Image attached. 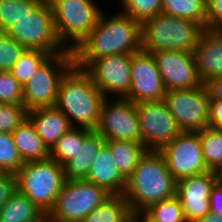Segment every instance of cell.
I'll list each match as a JSON object with an SVG mask.
<instances>
[{
    "mask_svg": "<svg viewBox=\"0 0 222 222\" xmlns=\"http://www.w3.org/2000/svg\"><path fill=\"white\" fill-rule=\"evenodd\" d=\"M103 10L94 29L72 50L74 65L84 69L104 56L133 54L141 48V23L121 12L106 18Z\"/></svg>",
    "mask_w": 222,
    "mask_h": 222,
    "instance_id": "1",
    "label": "cell"
},
{
    "mask_svg": "<svg viewBox=\"0 0 222 222\" xmlns=\"http://www.w3.org/2000/svg\"><path fill=\"white\" fill-rule=\"evenodd\" d=\"M11 134L23 163L41 161L50 157V150L43 143L28 117Z\"/></svg>",
    "mask_w": 222,
    "mask_h": 222,
    "instance_id": "22",
    "label": "cell"
},
{
    "mask_svg": "<svg viewBox=\"0 0 222 222\" xmlns=\"http://www.w3.org/2000/svg\"><path fill=\"white\" fill-rule=\"evenodd\" d=\"M160 152L176 181L208 172L198 132L182 131Z\"/></svg>",
    "mask_w": 222,
    "mask_h": 222,
    "instance_id": "13",
    "label": "cell"
},
{
    "mask_svg": "<svg viewBox=\"0 0 222 222\" xmlns=\"http://www.w3.org/2000/svg\"><path fill=\"white\" fill-rule=\"evenodd\" d=\"M136 108L146 150L160 151L182 132L163 99L138 102Z\"/></svg>",
    "mask_w": 222,
    "mask_h": 222,
    "instance_id": "11",
    "label": "cell"
},
{
    "mask_svg": "<svg viewBox=\"0 0 222 222\" xmlns=\"http://www.w3.org/2000/svg\"><path fill=\"white\" fill-rule=\"evenodd\" d=\"M6 36V30L0 26V41Z\"/></svg>",
    "mask_w": 222,
    "mask_h": 222,
    "instance_id": "44",
    "label": "cell"
},
{
    "mask_svg": "<svg viewBox=\"0 0 222 222\" xmlns=\"http://www.w3.org/2000/svg\"><path fill=\"white\" fill-rule=\"evenodd\" d=\"M209 127L222 129L221 100H210L209 102Z\"/></svg>",
    "mask_w": 222,
    "mask_h": 222,
    "instance_id": "39",
    "label": "cell"
},
{
    "mask_svg": "<svg viewBox=\"0 0 222 222\" xmlns=\"http://www.w3.org/2000/svg\"><path fill=\"white\" fill-rule=\"evenodd\" d=\"M6 35L26 49L46 51L51 55L66 51L57 38L48 0H42L32 12L17 19L6 29Z\"/></svg>",
    "mask_w": 222,
    "mask_h": 222,
    "instance_id": "7",
    "label": "cell"
},
{
    "mask_svg": "<svg viewBox=\"0 0 222 222\" xmlns=\"http://www.w3.org/2000/svg\"><path fill=\"white\" fill-rule=\"evenodd\" d=\"M206 28L222 32V0H207Z\"/></svg>",
    "mask_w": 222,
    "mask_h": 222,
    "instance_id": "37",
    "label": "cell"
},
{
    "mask_svg": "<svg viewBox=\"0 0 222 222\" xmlns=\"http://www.w3.org/2000/svg\"><path fill=\"white\" fill-rule=\"evenodd\" d=\"M84 180L103 187L111 195H124L127 187V180L118 171L106 145L100 149Z\"/></svg>",
    "mask_w": 222,
    "mask_h": 222,
    "instance_id": "19",
    "label": "cell"
},
{
    "mask_svg": "<svg viewBox=\"0 0 222 222\" xmlns=\"http://www.w3.org/2000/svg\"><path fill=\"white\" fill-rule=\"evenodd\" d=\"M166 91L189 89L202 85L193 53L163 50L152 53Z\"/></svg>",
    "mask_w": 222,
    "mask_h": 222,
    "instance_id": "17",
    "label": "cell"
},
{
    "mask_svg": "<svg viewBox=\"0 0 222 222\" xmlns=\"http://www.w3.org/2000/svg\"><path fill=\"white\" fill-rule=\"evenodd\" d=\"M84 141V128L72 127L65 132L50 150V158L64 166L74 158L79 150V143Z\"/></svg>",
    "mask_w": 222,
    "mask_h": 222,
    "instance_id": "28",
    "label": "cell"
},
{
    "mask_svg": "<svg viewBox=\"0 0 222 222\" xmlns=\"http://www.w3.org/2000/svg\"><path fill=\"white\" fill-rule=\"evenodd\" d=\"M110 196L103 187L84 179H65L46 219L50 222H81Z\"/></svg>",
    "mask_w": 222,
    "mask_h": 222,
    "instance_id": "8",
    "label": "cell"
},
{
    "mask_svg": "<svg viewBox=\"0 0 222 222\" xmlns=\"http://www.w3.org/2000/svg\"><path fill=\"white\" fill-rule=\"evenodd\" d=\"M195 65L200 80H208L222 75V32L205 28L193 51Z\"/></svg>",
    "mask_w": 222,
    "mask_h": 222,
    "instance_id": "18",
    "label": "cell"
},
{
    "mask_svg": "<svg viewBox=\"0 0 222 222\" xmlns=\"http://www.w3.org/2000/svg\"><path fill=\"white\" fill-rule=\"evenodd\" d=\"M131 86L125 99L133 103L164 99L166 89L152 53L144 50L131 54Z\"/></svg>",
    "mask_w": 222,
    "mask_h": 222,
    "instance_id": "15",
    "label": "cell"
},
{
    "mask_svg": "<svg viewBox=\"0 0 222 222\" xmlns=\"http://www.w3.org/2000/svg\"><path fill=\"white\" fill-rule=\"evenodd\" d=\"M50 56L46 51L26 49L10 72L23 87Z\"/></svg>",
    "mask_w": 222,
    "mask_h": 222,
    "instance_id": "29",
    "label": "cell"
},
{
    "mask_svg": "<svg viewBox=\"0 0 222 222\" xmlns=\"http://www.w3.org/2000/svg\"><path fill=\"white\" fill-rule=\"evenodd\" d=\"M210 100L222 101V75L208 80L205 84Z\"/></svg>",
    "mask_w": 222,
    "mask_h": 222,
    "instance_id": "41",
    "label": "cell"
},
{
    "mask_svg": "<svg viewBox=\"0 0 222 222\" xmlns=\"http://www.w3.org/2000/svg\"><path fill=\"white\" fill-rule=\"evenodd\" d=\"M27 117L49 150L65 132L72 128L65 114L55 106L27 111Z\"/></svg>",
    "mask_w": 222,
    "mask_h": 222,
    "instance_id": "20",
    "label": "cell"
},
{
    "mask_svg": "<svg viewBox=\"0 0 222 222\" xmlns=\"http://www.w3.org/2000/svg\"><path fill=\"white\" fill-rule=\"evenodd\" d=\"M105 98L101 105L96 131L105 140H126L141 143L136 104L125 98Z\"/></svg>",
    "mask_w": 222,
    "mask_h": 222,
    "instance_id": "12",
    "label": "cell"
},
{
    "mask_svg": "<svg viewBox=\"0 0 222 222\" xmlns=\"http://www.w3.org/2000/svg\"><path fill=\"white\" fill-rule=\"evenodd\" d=\"M104 145L105 139L96 130L84 128V141L79 143L76 156L64 165L65 179H85Z\"/></svg>",
    "mask_w": 222,
    "mask_h": 222,
    "instance_id": "21",
    "label": "cell"
},
{
    "mask_svg": "<svg viewBox=\"0 0 222 222\" xmlns=\"http://www.w3.org/2000/svg\"><path fill=\"white\" fill-rule=\"evenodd\" d=\"M222 174L208 171L176 181L179 199L187 222H198L210 211V194Z\"/></svg>",
    "mask_w": 222,
    "mask_h": 222,
    "instance_id": "16",
    "label": "cell"
},
{
    "mask_svg": "<svg viewBox=\"0 0 222 222\" xmlns=\"http://www.w3.org/2000/svg\"><path fill=\"white\" fill-rule=\"evenodd\" d=\"M134 220L136 222H160L152 219L145 211H140L134 214Z\"/></svg>",
    "mask_w": 222,
    "mask_h": 222,
    "instance_id": "42",
    "label": "cell"
},
{
    "mask_svg": "<svg viewBox=\"0 0 222 222\" xmlns=\"http://www.w3.org/2000/svg\"><path fill=\"white\" fill-rule=\"evenodd\" d=\"M198 222H222V215H217L209 211L204 217H202Z\"/></svg>",
    "mask_w": 222,
    "mask_h": 222,
    "instance_id": "43",
    "label": "cell"
},
{
    "mask_svg": "<svg viewBox=\"0 0 222 222\" xmlns=\"http://www.w3.org/2000/svg\"><path fill=\"white\" fill-rule=\"evenodd\" d=\"M26 117L23 104L0 103V133H12Z\"/></svg>",
    "mask_w": 222,
    "mask_h": 222,
    "instance_id": "35",
    "label": "cell"
},
{
    "mask_svg": "<svg viewBox=\"0 0 222 222\" xmlns=\"http://www.w3.org/2000/svg\"><path fill=\"white\" fill-rule=\"evenodd\" d=\"M198 135L207 169L222 174V129L206 127Z\"/></svg>",
    "mask_w": 222,
    "mask_h": 222,
    "instance_id": "26",
    "label": "cell"
},
{
    "mask_svg": "<svg viewBox=\"0 0 222 222\" xmlns=\"http://www.w3.org/2000/svg\"><path fill=\"white\" fill-rule=\"evenodd\" d=\"M131 54L104 56L92 60L84 70L105 98H125L131 86Z\"/></svg>",
    "mask_w": 222,
    "mask_h": 222,
    "instance_id": "14",
    "label": "cell"
},
{
    "mask_svg": "<svg viewBox=\"0 0 222 222\" xmlns=\"http://www.w3.org/2000/svg\"><path fill=\"white\" fill-rule=\"evenodd\" d=\"M122 4L121 13L132 17L142 23L162 13V0H120Z\"/></svg>",
    "mask_w": 222,
    "mask_h": 222,
    "instance_id": "32",
    "label": "cell"
},
{
    "mask_svg": "<svg viewBox=\"0 0 222 222\" xmlns=\"http://www.w3.org/2000/svg\"><path fill=\"white\" fill-rule=\"evenodd\" d=\"M210 211L222 215V178L215 184L210 194Z\"/></svg>",
    "mask_w": 222,
    "mask_h": 222,
    "instance_id": "40",
    "label": "cell"
},
{
    "mask_svg": "<svg viewBox=\"0 0 222 222\" xmlns=\"http://www.w3.org/2000/svg\"><path fill=\"white\" fill-rule=\"evenodd\" d=\"M133 219L124 195H111L81 222H132Z\"/></svg>",
    "mask_w": 222,
    "mask_h": 222,
    "instance_id": "25",
    "label": "cell"
},
{
    "mask_svg": "<svg viewBox=\"0 0 222 222\" xmlns=\"http://www.w3.org/2000/svg\"><path fill=\"white\" fill-rule=\"evenodd\" d=\"M73 65L74 58L70 50L51 55L23 86V106L26 111L54 107L60 81Z\"/></svg>",
    "mask_w": 222,
    "mask_h": 222,
    "instance_id": "9",
    "label": "cell"
},
{
    "mask_svg": "<svg viewBox=\"0 0 222 222\" xmlns=\"http://www.w3.org/2000/svg\"><path fill=\"white\" fill-rule=\"evenodd\" d=\"M163 100L181 131L198 132L209 127L210 97L204 84L166 91Z\"/></svg>",
    "mask_w": 222,
    "mask_h": 222,
    "instance_id": "10",
    "label": "cell"
},
{
    "mask_svg": "<svg viewBox=\"0 0 222 222\" xmlns=\"http://www.w3.org/2000/svg\"><path fill=\"white\" fill-rule=\"evenodd\" d=\"M16 190L15 175L0 171V209L6 204L11 194Z\"/></svg>",
    "mask_w": 222,
    "mask_h": 222,
    "instance_id": "38",
    "label": "cell"
},
{
    "mask_svg": "<svg viewBox=\"0 0 222 222\" xmlns=\"http://www.w3.org/2000/svg\"><path fill=\"white\" fill-rule=\"evenodd\" d=\"M46 215L17 189L0 209V222H45Z\"/></svg>",
    "mask_w": 222,
    "mask_h": 222,
    "instance_id": "23",
    "label": "cell"
},
{
    "mask_svg": "<svg viewBox=\"0 0 222 222\" xmlns=\"http://www.w3.org/2000/svg\"><path fill=\"white\" fill-rule=\"evenodd\" d=\"M174 196L176 180L168 170L163 154L160 151L146 150L127 179L124 197L132 214Z\"/></svg>",
    "mask_w": 222,
    "mask_h": 222,
    "instance_id": "2",
    "label": "cell"
},
{
    "mask_svg": "<svg viewBox=\"0 0 222 222\" xmlns=\"http://www.w3.org/2000/svg\"><path fill=\"white\" fill-rule=\"evenodd\" d=\"M162 13L196 21L206 28L207 0H162Z\"/></svg>",
    "mask_w": 222,
    "mask_h": 222,
    "instance_id": "27",
    "label": "cell"
},
{
    "mask_svg": "<svg viewBox=\"0 0 222 222\" xmlns=\"http://www.w3.org/2000/svg\"><path fill=\"white\" fill-rule=\"evenodd\" d=\"M0 103L23 104V87L10 71H0Z\"/></svg>",
    "mask_w": 222,
    "mask_h": 222,
    "instance_id": "34",
    "label": "cell"
},
{
    "mask_svg": "<svg viewBox=\"0 0 222 222\" xmlns=\"http://www.w3.org/2000/svg\"><path fill=\"white\" fill-rule=\"evenodd\" d=\"M144 211L152 219L160 222H187L182 205L176 196L154 203Z\"/></svg>",
    "mask_w": 222,
    "mask_h": 222,
    "instance_id": "31",
    "label": "cell"
},
{
    "mask_svg": "<svg viewBox=\"0 0 222 222\" xmlns=\"http://www.w3.org/2000/svg\"><path fill=\"white\" fill-rule=\"evenodd\" d=\"M15 179L16 189L47 215L65 181L64 166L50 157L26 162L15 174Z\"/></svg>",
    "mask_w": 222,
    "mask_h": 222,
    "instance_id": "5",
    "label": "cell"
},
{
    "mask_svg": "<svg viewBox=\"0 0 222 222\" xmlns=\"http://www.w3.org/2000/svg\"><path fill=\"white\" fill-rule=\"evenodd\" d=\"M42 0H0V26L5 30L28 15Z\"/></svg>",
    "mask_w": 222,
    "mask_h": 222,
    "instance_id": "30",
    "label": "cell"
},
{
    "mask_svg": "<svg viewBox=\"0 0 222 222\" xmlns=\"http://www.w3.org/2000/svg\"><path fill=\"white\" fill-rule=\"evenodd\" d=\"M24 165L11 133H0V171L16 174Z\"/></svg>",
    "mask_w": 222,
    "mask_h": 222,
    "instance_id": "33",
    "label": "cell"
},
{
    "mask_svg": "<svg viewBox=\"0 0 222 222\" xmlns=\"http://www.w3.org/2000/svg\"><path fill=\"white\" fill-rule=\"evenodd\" d=\"M118 171L127 180L137 166L140 157L146 152L142 143L126 140H105Z\"/></svg>",
    "mask_w": 222,
    "mask_h": 222,
    "instance_id": "24",
    "label": "cell"
},
{
    "mask_svg": "<svg viewBox=\"0 0 222 222\" xmlns=\"http://www.w3.org/2000/svg\"><path fill=\"white\" fill-rule=\"evenodd\" d=\"M205 27L163 13L141 23V48L148 53L179 50L193 53Z\"/></svg>",
    "mask_w": 222,
    "mask_h": 222,
    "instance_id": "4",
    "label": "cell"
},
{
    "mask_svg": "<svg viewBox=\"0 0 222 222\" xmlns=\"http://www.w3.org/2000/svg\"><path fill=\"white\" fill-rule=\"evenodd\" d=\"M104 99L90 75L73 65L60 81L55 107L65 114L72 127L96 130Z\"/></svg>",
    "mask_w": 222,
    "mask_h": 222,
    "instance_id": "3",
    "label": "cell"
},
{
    "mask_svg": "<svg viewBox=\"0 0 222 222\" xmlns=\"http://www.w3.org/2000/svg\"><path fill=\"white\" fill-rule=\"evenodd\" d=\"M25 50L24 46L6 35L0 41V71H10Z\"/></svg>",
    "mask_w": 222,
    "mask_h": 222,
    "instance_id": "36",
    "label": "cell"
},
{
    "mask_svg": "<svg viewBox=\"0 0 222 222\" xmlns=\"http://www.w3.org/2000/svg\"><path fill=\"white\" fill-rule=\"evenodd\" d=\"M48 1L52 7L53 23L59 42L66 50H74L94 29L101 8L93 0Z\"/></svg>",
    "mask_w": 222,
    "mask_h": 222,
    "instance_id": "6",
    "label": "cell"
}]
</instances>
